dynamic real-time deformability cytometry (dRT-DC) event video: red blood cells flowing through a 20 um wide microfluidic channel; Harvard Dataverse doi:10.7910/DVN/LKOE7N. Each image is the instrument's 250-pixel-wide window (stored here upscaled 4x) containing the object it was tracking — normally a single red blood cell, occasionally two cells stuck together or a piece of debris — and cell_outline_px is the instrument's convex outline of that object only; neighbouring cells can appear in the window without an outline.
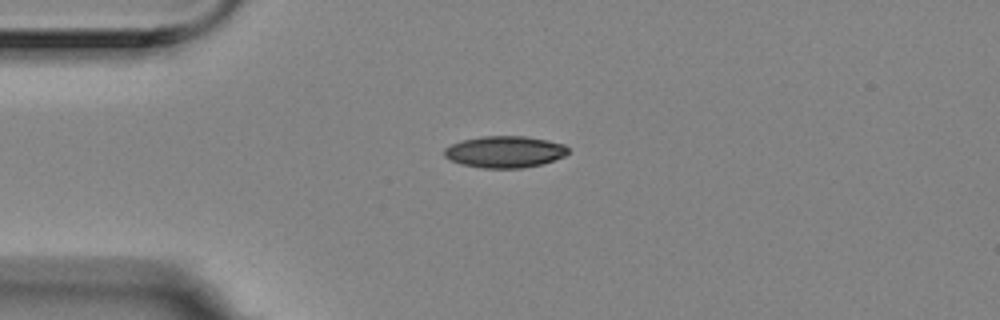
{"species": "Egyptian fruit bat (a non-hibernating species)", "species_latin": "Rousettus aegyptiacus", "temperature_condition": "room temperature", "stored_images_in_passage": 2, "camera_frame_rate_fps": 3000, "um_per_image_px": 0.085, "animal": {"sex": "female"}, "frame": {"image": 1, "passage_image": 1, "time_ms": 0.0, "image_size_px": [1000, 320], "cell_outline_px": [[568, 152], [564, 156], [540, 164], [520, 168], [480, 168], [460, 164], [448, 160], [444, 156], [444, 148], [452, 144], [464, 140], [480, 136], [524, 136], [548, 140], [564, 144], [568, 148]], "centroid_in_image_um": [42.86, 12.9], "position_along_channel_um": 42.1, "area_um2": 22.83}}